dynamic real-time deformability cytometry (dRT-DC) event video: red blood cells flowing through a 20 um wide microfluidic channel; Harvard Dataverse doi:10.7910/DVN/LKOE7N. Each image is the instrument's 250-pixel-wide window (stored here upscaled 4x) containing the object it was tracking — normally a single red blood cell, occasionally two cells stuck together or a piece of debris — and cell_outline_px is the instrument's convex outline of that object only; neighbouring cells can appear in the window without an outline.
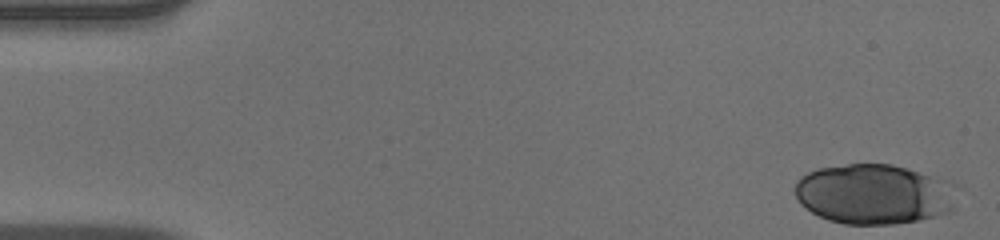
{"species": "human", "species_latin": "Homo sapiens", "temperature_condition": "warm", "stored_images_in_passage": 50, "camera_frame_rate_fps": 3000, "um_per_image_px": 0.085, "donor": {"sex": "male"}, "frame": {"image": 1, "passage_image": 1, "time_ms": 0.0, "image_size_px": [1000, 240], "cell_outline_px": [[964, 188], [952, 212], [920, 220], [896, 224], [844, 224], [828, 220], [812, 212], [800, 204], [796, 196], [796, 180], [800, 176], [808, 172], [820, 168], [848, 164], [892, 164], [908, 168], [948, 180], [960, 184]], "centroid_in_image_um": [74.44, 16.5], "position_along_channel_um": 10.6, "area_um2": 58.09}}
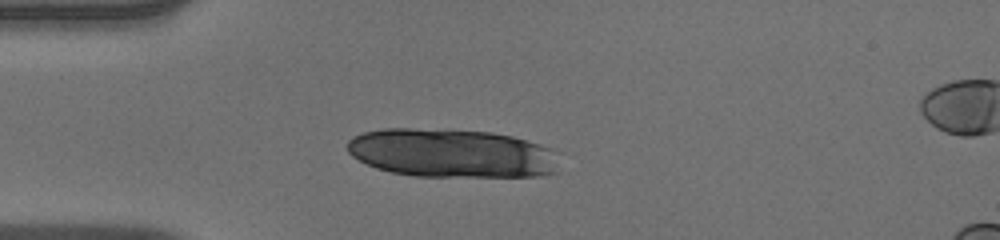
{"frame": {"image": 2, "passage_image": 13, "time_ms": 4.0, "image_size_px": [1000, 240], "cell_outline_px": [[556, 172], [536, 176], [412, 176], [392, 172], [376, 168], [352, 156], [348, 152], [348, 140], [352, 136], [364, 132], [384, 128], [412, 128], [492, 132], [512, 136], [540, 144], [552, 148]], "centroid_in_image_um": [38.33, 13.01], "position_along_channel_um": 46.7, "area_um2": 59.77}}